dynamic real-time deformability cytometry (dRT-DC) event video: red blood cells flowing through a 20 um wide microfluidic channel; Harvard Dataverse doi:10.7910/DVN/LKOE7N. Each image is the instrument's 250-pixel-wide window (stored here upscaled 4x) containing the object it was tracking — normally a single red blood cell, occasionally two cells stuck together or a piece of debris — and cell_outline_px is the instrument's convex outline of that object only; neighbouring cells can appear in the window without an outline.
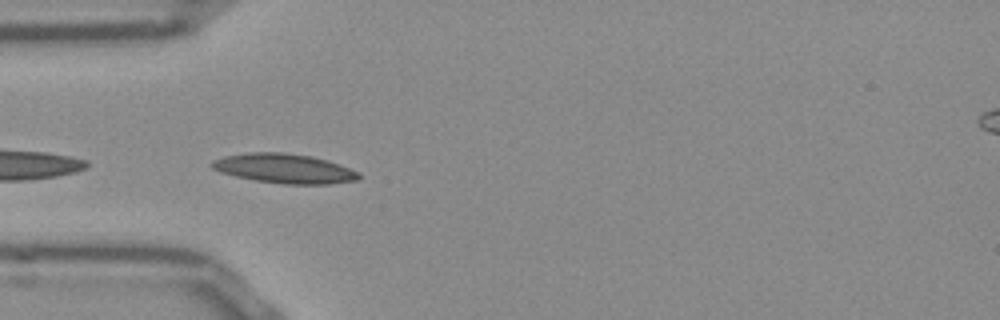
{"species": "Egyptian fruit bat (a non-hibernating species)", "species_latin": "Rousettus aegyptiacus", "temperature_condition": "room temperature", "stored_images_in_passage": 7, "camera_frame_rate_fps": 3000, "um_per_image_px": 0.085, "frame": {"image": 1, "passage_image": 1, "time_ms": 0.0, "image_size_px": [1000, 320], "cell_outline_px": [[360, 180], [328, 184], [284, 184], [256, 180], [236, 176], [220, 172], [212, 168], [208, 164], [212, 160], [224, 156], [248, 152], [284, 152], [312, 156], [328, 160], [360, 172]], "centroid_in_image_um": [24.17, 14.31], "position_along_channel_um": 60.8, "area_um2": 25.43}}